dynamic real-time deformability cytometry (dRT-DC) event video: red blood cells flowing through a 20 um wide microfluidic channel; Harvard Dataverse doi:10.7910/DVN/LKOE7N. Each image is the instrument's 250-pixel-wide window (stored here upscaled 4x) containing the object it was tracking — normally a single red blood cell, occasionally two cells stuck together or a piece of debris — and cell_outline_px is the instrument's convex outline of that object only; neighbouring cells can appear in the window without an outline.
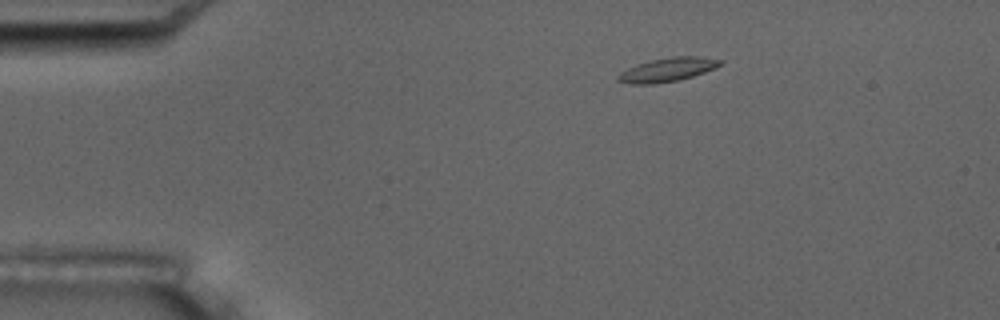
{"species": "common noctule bat (a hibernating species)", "species_latin": "Nyctalus noctula", "temperature_condition": "room temperature", "stored_images_in_passage": 5, "camera_frame_rate_fps": 3000, "um_per_image_px": 0.085, "animal": {"sex": "male", "body_mass_g": 17.5, "forearm_length_mm": 52.3}, "frame": {"image": 1, "passage_image": 2, "time_ms": 1.333, "image_size_px": [1000, 320], "cell_outline_px": [[724, 60], [716, 68], [692, 76], [676, 80], [652, 84], [632, 84], [616, 80], [616, 76], [620, 72], [636, 64], [648, 60], [672, 56], [700, 56]], "centroid_in_image_um": [56.71, 5.9], "position_along_channel_um": 28.3, "area_um2": 14.22}}
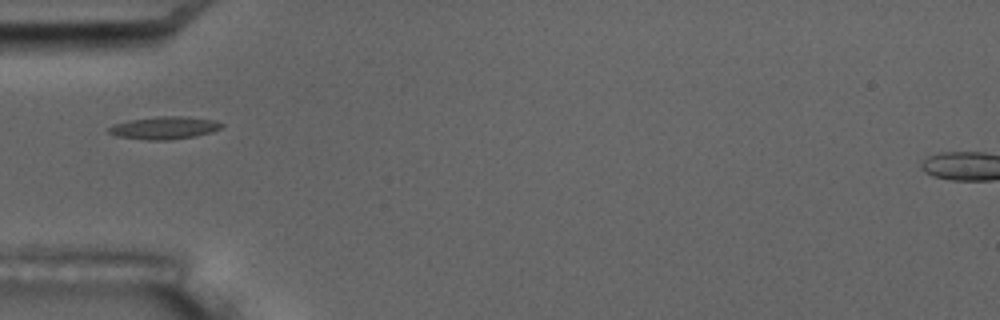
{"frame": {"image": 2, "passage_image": 4, "time_ms": 4.333, "image_size_px": [1000, 320], "cell_outline_px": [[224, 124], [220, 128], [212, 132], [196, 136], [168, 140], [148, 140], [116, 136], [108, 132], [108, 128], [116, 124], [128, 120], [156, 116], [188, 116], [216, 120]], "centroid_in_image_um": [14.0, 10.86], "position_along_channel_um": 71.0, "area_um2": 14.97}}